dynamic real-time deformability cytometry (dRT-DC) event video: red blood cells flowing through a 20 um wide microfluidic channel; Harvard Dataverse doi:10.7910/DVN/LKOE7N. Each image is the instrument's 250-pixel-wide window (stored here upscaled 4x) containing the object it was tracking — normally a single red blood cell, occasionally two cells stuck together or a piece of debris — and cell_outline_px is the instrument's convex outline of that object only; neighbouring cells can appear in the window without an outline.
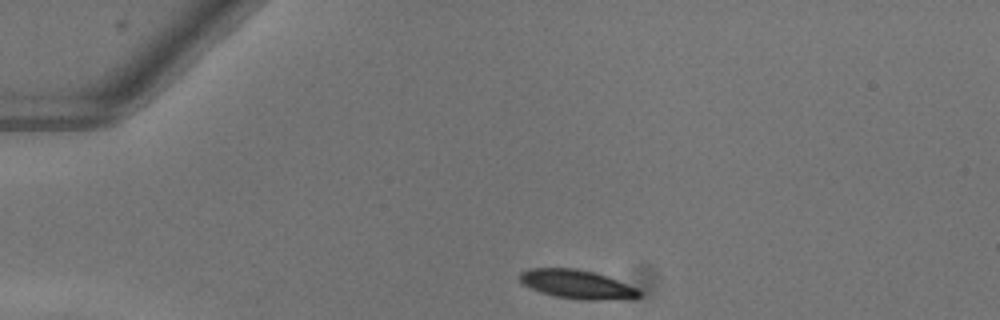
{"species": "common noctule bat (a hibernating species)", "species_latin": "Nyctalus noctula", "temperature_condition": "warm", "stored_images_in_passage": 41, "camera_frame_rate_fps": 3000, "um_per_image_px": 0.085, "animal": {"sex": "female"}, "frame": {"image": 1, "passage_image": 1, "time_ms": 0.0, "image_size_px": [1000, 320], "cell_outline_px": [[640, 296], [600, 300], [580, 300], [552, 296], [540, 292], [524, 284], [520, 280], [520, 272], [528, 268], [576, 268], [596, 272], [608, 276], [636, 288], [640, 292]], "centroid_in_image_um": [48.99, 24.15], "position_along_channel_um": 36.0, "area_um2": 19.94}}
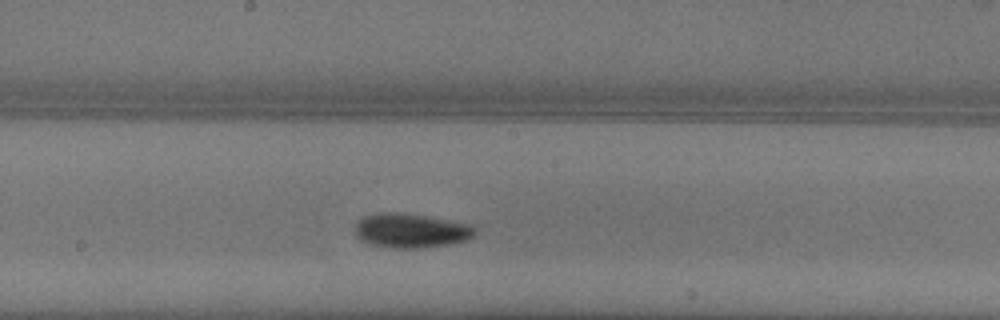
{"frame": {"image": 2, "passage_image": 18, "time_ms": 5.667, "image_size_px": [1000, 320], "cell_outline_px": [[476, 232], [468, 240], [452, 244], [420, 248], [392, 248], [368, 244], [360, 240], [356, 236], [356, 224], [364, 216], [376, 212], [400, 212], [428, 216], [476, 224]], "centroid_in_image_um": [34.98, 19.59], "position_along_channel_um": 213.2, "area_um2": 24.57}}
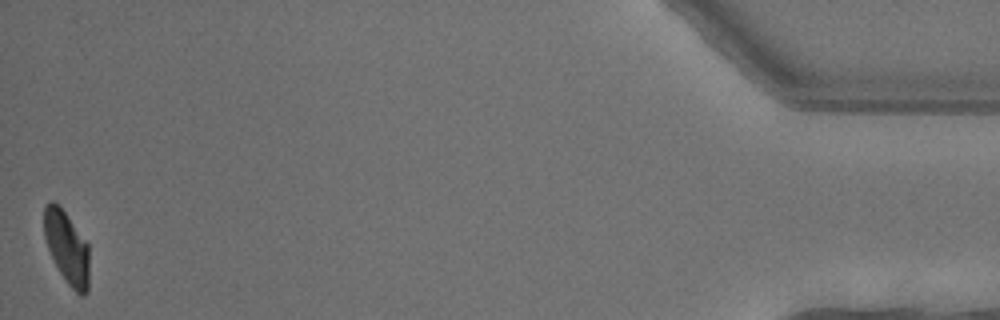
{"frame": {"image": 3, "passage_image": 41, "time_ms": 13.333, "image_size_px": [1000, 320], "cell_outline_px": [[88, 292], [84, 296], [80, 296], [68, 284], [60, 272], [48, 248], [44, 236], [44, 208], [48, 200], [52, 200], [60, 204], [88, 244]], "centroid_in_image_um": [5.68, 21.0], "position_along_channel_um": 429.5, "area_um2": 19.13}, "authors_computed_cell_mechanics": {"area_um2": 21.6172, "velocity_mm_per_s": 4.0301, "shape_relaxation_time_tau1_ms": 2.9781, "shape_relaxation_time_tau2_ms": 8.5486, "deformation_change_tau1": 0.1554, "deformation_change_tau2": 0.1006}}